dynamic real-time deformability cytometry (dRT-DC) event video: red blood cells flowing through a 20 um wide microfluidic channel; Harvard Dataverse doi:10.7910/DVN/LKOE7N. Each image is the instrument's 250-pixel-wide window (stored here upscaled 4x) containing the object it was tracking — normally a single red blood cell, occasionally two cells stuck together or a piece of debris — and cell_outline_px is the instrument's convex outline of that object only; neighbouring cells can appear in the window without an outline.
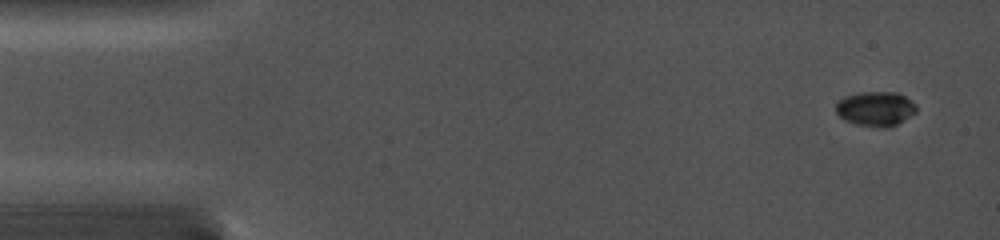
{"species": "common noctule bat (a hibernating species)", "species_latin": "Nyctalus noctula", "temperature_condition": "cold", "stored_images_in_passage": 5, "camera_frame_rate_fps": 5000, "um_per_image_px": 0.085, "animal": {"sex": "female", "body_mass_g": 19.0, "forearm_length_mm": 56.7}, "frame": {"image": 1, "passage_image": 1, "time_ms": 0.0, "image_size_px": [1000, 240], "cell_outline_px": [[916, 112], [896, 124], [888, 128], [880, 128], [856, 124], [844, 120], [836, 112], [836, 104], [844, 96], [860, 92], [896, 92], [912, 100], [916, 104]], "centroid_in_image_um": [74.42, 9.24], "position_along_channel_um": 10.6, "area_um2": 16.24}}
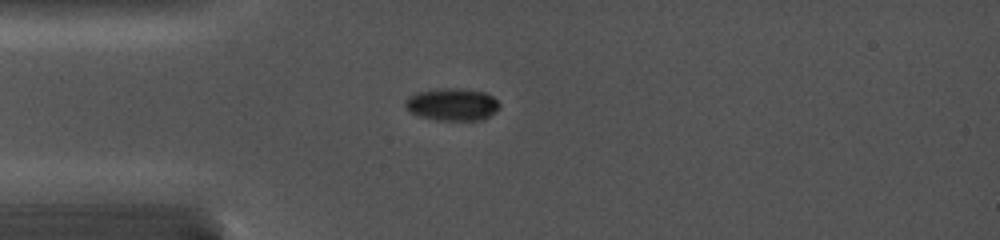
{"frame": {"image": 2, "passage_image": 4, "time_ms": 3.6, "image_size_px": [1000, 240], "cell_outline_px": [[500, 108], [496, 112], [484, 120], [436, 120], [420, 116], [408, 112], [404, 108], [404, 100], [408, 96], [416, 92], [440, 88], [460, 88], [484, 92], [492, 96], [500, 104]], "centroid_in_image_um": [38.41, 8.88], "position_along_channel_um": 46.6, "area_um2": 18.15}}